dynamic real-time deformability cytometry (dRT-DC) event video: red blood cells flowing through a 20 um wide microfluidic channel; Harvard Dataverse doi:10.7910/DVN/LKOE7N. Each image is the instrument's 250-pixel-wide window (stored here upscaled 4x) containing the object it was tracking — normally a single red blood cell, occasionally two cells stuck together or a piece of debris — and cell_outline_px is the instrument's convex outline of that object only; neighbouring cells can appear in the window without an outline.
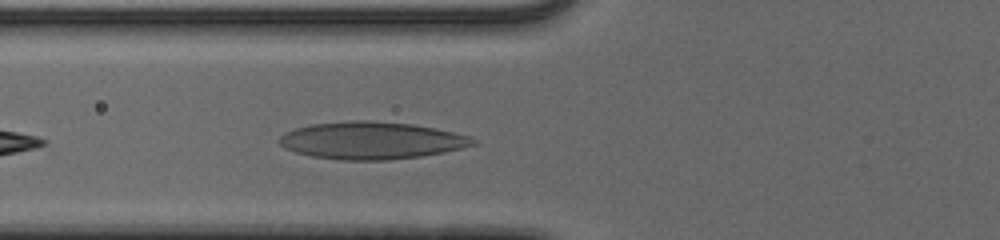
{"species": "human", "species_latin": "Homo sapiens", "temperature_condition": "cold", "stored_images_in_passage": 29, "camera_frame_rate_fps": 3000, "um_per_image_px": 0.085, "donor": {"sex": "male"}, "frame": {"image": 1, "passage_image": 4, "time_ms": 1.0, "image_size_px": [1000, 240], "cell_outline_px": [[480, 144], [444, 152], [420, 156], [388, 160], [340, 160], [312, 156], [296, 152], [284, 148], [280, 144], [280, 136], [284, 132], [296, 128], [312, 124], [352, 120], [364, 120], [412, 124], [436, 128], [468, 136], [476, 140]], "centroid_in_image_um": [31.58, 11.94], "position_along_channel_um": 94.2, "area_um2": 42.08}}
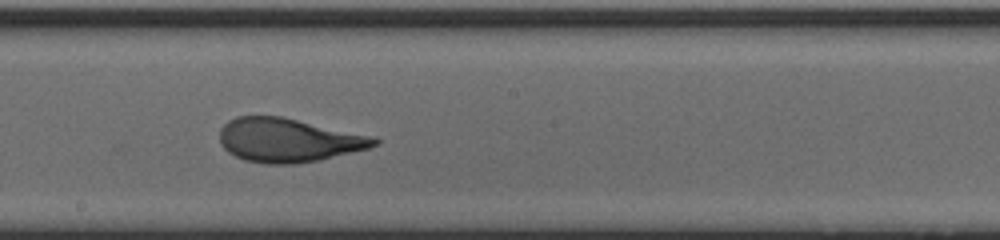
{"frame": {"image": 2, "passage_image": 14, "time_ms": 4.333, "image_size_px": [1000, 240], "cell_outline_px": [[380, 144], [368, 148], [320, 160], [296, 164], [268, 164], [244, 160], [228, 152], [220, 144], [220, 128], [228, 120], [236, 116], [280, 116], [368, 136], [380, 140]], "centroid_in_image_um": [24.44, 11.92], "position_along_channel_um": 223.8, "area_um2": 39.07}}
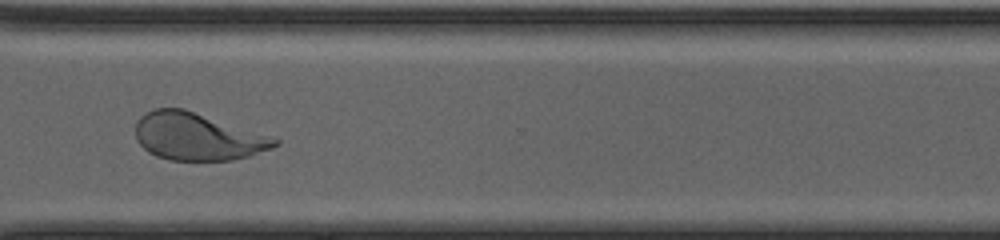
{"frame": {"image": 3, "passage_image": 24, "time_ms": 7.667, "image_size_px": [1000, 240], "cell_outline_px": [[280, 144], [272, 148], [248, 156], [232, 160], [168, 160], [156, 156], [148, 152], [136, 140], [136, 120], [140, 116], [156, 108], [184, 108], [280, 140]], "centroid_in_image_um": [16.73, 11.62], "position_along_channel_um": 353.9, "area_um2": 38.09}, "authors_computed_cell_mechanics": {"area_um2": 39.5352, "velocity_mm_per_s": 3.8807, "shape_relaxation_time_tau1_ms": 4.6625, "shape_relaxation_time_tau2_ms": 0.9077, "deformation_change_tau1": 0.2086, "deformation_change_tau2": 0.0932}}